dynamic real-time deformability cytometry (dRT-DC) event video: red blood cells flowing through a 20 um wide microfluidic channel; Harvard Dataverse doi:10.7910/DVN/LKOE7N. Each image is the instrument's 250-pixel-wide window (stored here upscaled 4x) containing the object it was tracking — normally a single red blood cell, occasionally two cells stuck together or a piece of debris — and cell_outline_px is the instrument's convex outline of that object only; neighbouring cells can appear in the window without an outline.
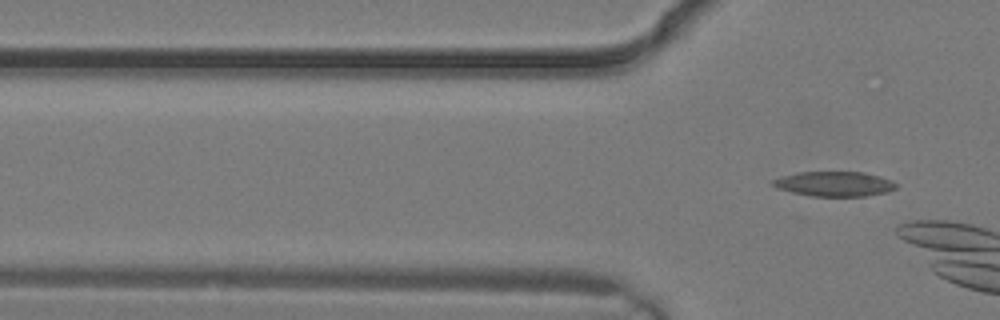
{"species": "common noctule bat (a hibernating species)", "species_latin": "Nyctalus noctula", "temperature_condition": "warm", "stored_images_in_passage": 5, "camera_frame_rate_fps": 3000, "um_per_image_px": 0.085, "animal": {"sex": "male", "body_mass_g": 19.2, "forearm_length_mm": 51.8}, "frame": {"image": 1, "passage_image": 5, "time_ms": 1.333, "image_size_px": [1000, 320], "cell_outline_px": [[896, 188], [888, 192], [864, 196], [812, 196], [792, 192], [780, 188], [772, 184], [772, 180], [796, 172], [864, 172], [880, 176], [892, 180], [896, 184]], "centroid_in_image_um": [70.97, 15.63], "position_along_channel_um": 54.8, "area_um2": 17.69}}